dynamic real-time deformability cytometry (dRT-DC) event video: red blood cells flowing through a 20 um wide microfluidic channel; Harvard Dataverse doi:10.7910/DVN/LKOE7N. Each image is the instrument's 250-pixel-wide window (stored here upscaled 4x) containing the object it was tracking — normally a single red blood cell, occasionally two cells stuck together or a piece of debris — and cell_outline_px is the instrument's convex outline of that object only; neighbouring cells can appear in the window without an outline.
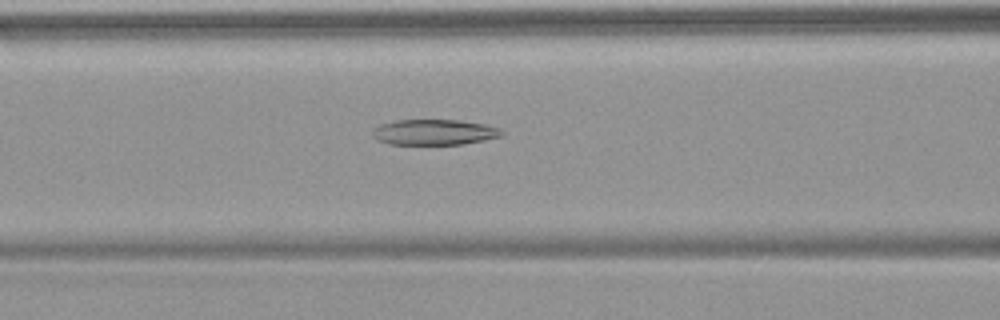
{"species": "common noctule bat (a hibernating species)", "species_latin": "Nyctalus noctula", "temperature_condition": "warm", "stored_images_in_passage": 40, "camera_frame_rate_fps": 3000, "um_per_image_px": 0.085, "animal": {"sex": "female", "body_mass_g": 18.4}, "frame": {"image": 1, "passage_image": 9, "time_ms": 2.667, "image_size_px": [1000, 320], "cell_outline_px": [[504, 132], [500, 136], [484, 140], [464, 144], [388, 144], [376, 140], [372, 136], [372, 128], [380, 124], [396, 120], [460, 120], [484, 124], [500, 128]], "centroid_in_image_um": [36.87, 11.23], "position_along_channel_um": 129.7, "area_um2": 19.36}}
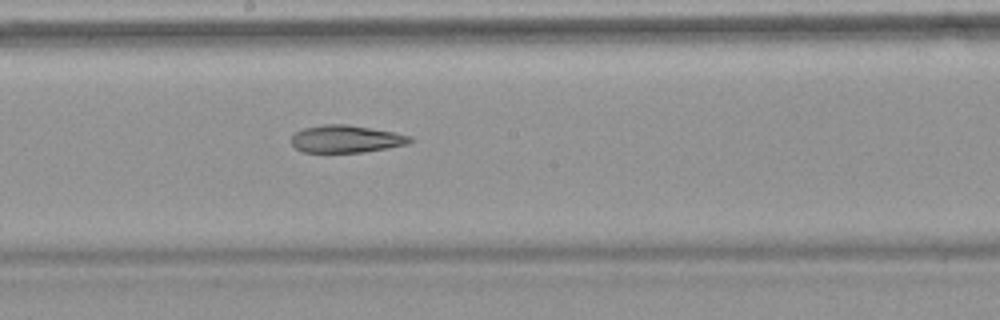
{"frame": {"image": 2, "passage_image": 16, "time_ms": 5.0, "image_size_px": [1000, 320], "cell_outline_px": [[416, 140], [408, 144], [388, 148], [364, 152], [304, 152], [296, 148], [292, 144], [292, 136], [296, 132], [304, 128], [324, 124], [348, 124], [392, 132], [412, 136]], "centroid_in_image_um": [29.46, 11.81], "position_along_channel_um": 218.7, "area_um2": 18.96}}
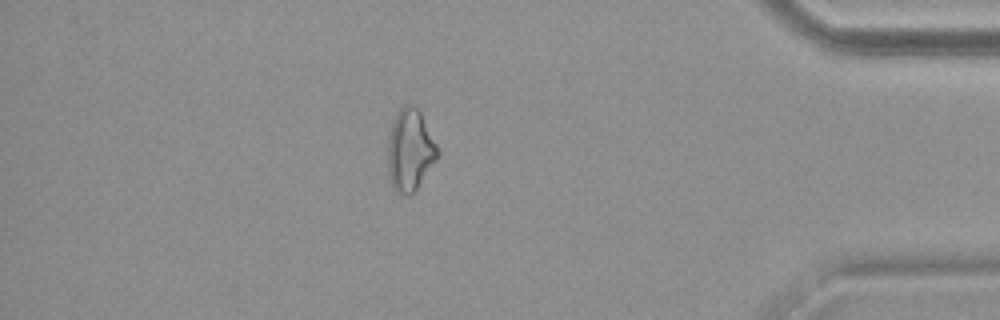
{"frame": {"image": 3, "passage_image": 33, "time_ms": 10.667, "image_size_px": [1000, 320], "cell_outline_px": [[440, 156], [412, 196], [404, 196], [396, 192], [388, 176], [388, 140], [392, 124], [400, 108], [404, 104], [412, 104], [420, 112], [440, 148]], "centroid_in_image_um": [34.89, 12.81], "position_along_channel_um": 400.3, "area_um2": 24.16}}